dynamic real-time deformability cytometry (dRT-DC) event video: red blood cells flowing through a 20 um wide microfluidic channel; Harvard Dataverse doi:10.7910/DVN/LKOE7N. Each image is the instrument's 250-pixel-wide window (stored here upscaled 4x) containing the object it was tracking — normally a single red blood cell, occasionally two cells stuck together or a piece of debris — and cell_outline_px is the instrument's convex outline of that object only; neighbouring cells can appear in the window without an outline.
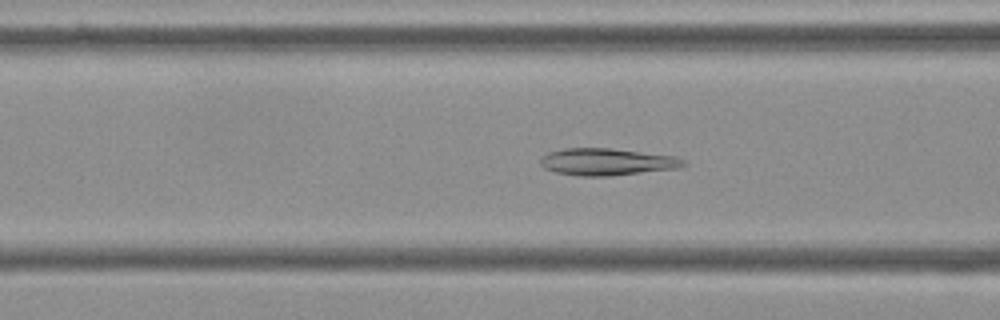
{"species": "Egyptian fruit bat (a non-hibernating species)", "species_latin": "Rousettus aegyptiacus", "temperature_condition": "cold", "stored_images_in_passage": 55, "camera_frame_rate_fps": 3000, "um_per_image_px": 0.085, "frame": {"image": 1, "passage_image": 21, "time_ms": 6.667, "image_size_px": [1000, 320], "cell_outline_px": [[688, 164], [680, 168], [608, 176], [580, 176], [556, 172], [544, 168], [540, 164], [540, 160], [548, 152], [564, 148], [612, 148], [676, 156], [684, 160]], "centroid_in_image_um": [51.62, 13.75], "position_along_channel_um": 115.0, "area_um2": 22.6}}
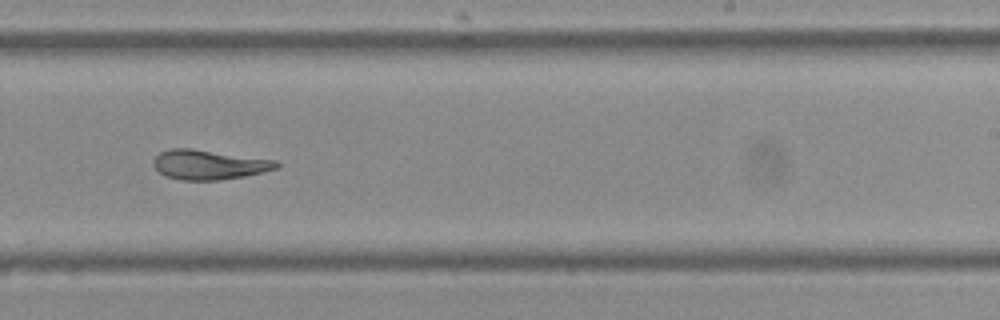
{"frame": {"image": 2, "passage_image": 34, "time_ms": 11.0, "image_size_px": [1000, 320], "cell_outline_px": [[280, 168], [264, 172], [244, 176], [220, 180], [184, 180], [168, 176], [160, 172], [152, 164], [152, 160], [160, 152], [168, 148], [192, 148], [276, 160], [280, 164]], "centroid_in_image_um": [17.79, 13.98], "position_along_channel_um": 271.2, "area_um2": 21.33}}
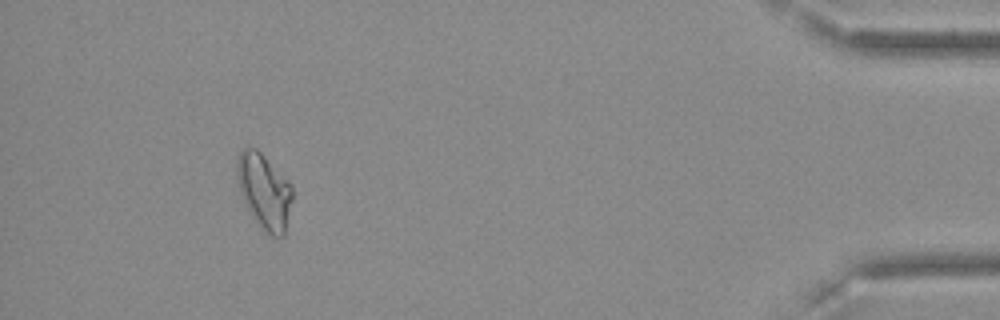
{"frame": {"image": 3, "passage_image": 51, "time_ms": 16.667, "image_size_px": [1000, 320], "cell_outline_px": [[292, 200], [284, 236], [280, 240], [264, 232], [260, 228], [244, 204], [240, 192], [236, 176], [236, 160], [244, 144], [256, 148], [292, 184]], "centroid_in_image_um": [22.44, 16.26], "position_along_channel_um": 412.8, "area_um2": 24.8}, "authors_computed_cell_mechanics": {"area_um2": 22.8888, "velocity_mm_per_s": 3.6062, "shape_relaxation_time_tau1_ms": null, "shape_relaxation_time_tau2_ms": 3.4974, "deformation_change_tau1": null, "deformation_change_tau2": 0.0756}}